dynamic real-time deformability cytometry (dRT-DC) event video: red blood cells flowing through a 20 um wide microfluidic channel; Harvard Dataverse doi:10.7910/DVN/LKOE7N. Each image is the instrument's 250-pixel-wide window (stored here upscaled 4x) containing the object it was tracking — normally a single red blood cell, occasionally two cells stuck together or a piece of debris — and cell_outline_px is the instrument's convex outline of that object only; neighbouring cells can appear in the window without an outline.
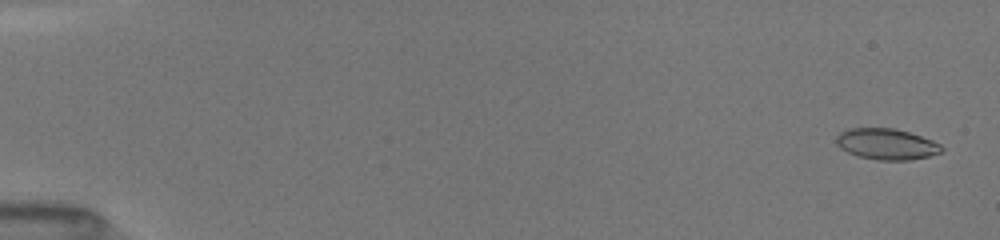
{"species": "common noctule bat (a hibernating species)", "species_latin": "Nyctalus noctula", "temperature_condition": "room temperature", "stored_images_in_passage": 32, "segment_of_instrument_passage": [1, 2], "camera_frame_rate_fps": 3000, "um_per_image_px": 0.085, "animal": {"sex": "female", "body_mass_g": 19.5, "forearm_length_mm": 54.1}, "frame": {"image": 1, "passage_image": 2, "time_ms": 0.333, "image_size_px": [1000, 240], "cell_outline_px": [[944, 152], [928, 156], [908, 160], [876, 160], [860, 156], [848, 152], [840, 148], [836, 144], [836, 136], [840, 132], [848, 128], [892, 128], [908, 132], [932, 140], [940, 144], [944, 148]], "centroid_in_image_um": [75.35, 12.25], "position_along_channel_um": 9.6, "area_um2": 19.02}}
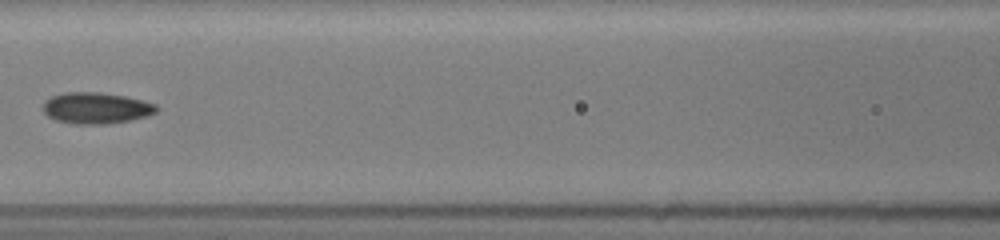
{"frame": {"image": 2, "passage_image": 21, "time_ms": 8.0, "image_size_px": [1000, 240], "cell_outline_px": [[160, 108], [156, 112], [148, 116], [128, 120], [104, 124], [72, 124], [56, 120], [48, 116], [40, 108], [44, 100], [52, 96], [64, 92], [100, 92], [124, 96], [156, 104]], "centroid_in_image_um": [8.13, 9.18], "position_along_channel_um": 158.5, "area_um2": 20.81}}
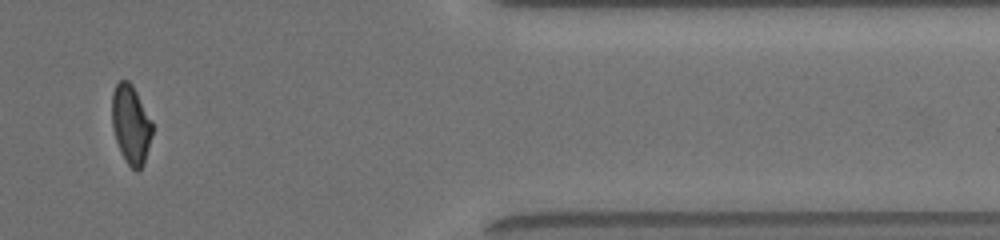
{"frame": {"image": 3, "passage_image": 29, "time_ms": 14.667, "image_size_px": [1000, 240], "cell_outline_px": [[152, 136], [144, 164], [136, 172], [124, 160], [120, 152], [112, 128], [112, 92], [116, 84], [120, 80], [128, 80], [132, 84], [152, 124]], "centroid_in_image_um": [11.1, 10.6], "position_along_channel_um": 400.3, "area_um2": 18.44}}